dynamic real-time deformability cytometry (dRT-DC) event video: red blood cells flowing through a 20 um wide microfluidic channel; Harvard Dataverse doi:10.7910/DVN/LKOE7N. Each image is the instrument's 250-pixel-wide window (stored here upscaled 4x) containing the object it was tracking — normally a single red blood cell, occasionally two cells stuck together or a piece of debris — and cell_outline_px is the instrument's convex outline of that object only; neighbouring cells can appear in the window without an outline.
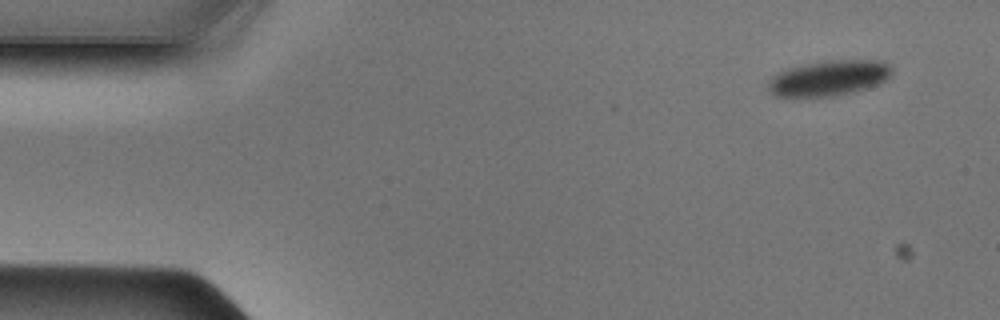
{"species": "Egyptian fruit bat (a non-hibernating species)", "species_latin": "Rousettus aegyptiacus", "temperature_condition": "cold", "stored_images_in_passage": 46, "camera_frame_rate_fps": 3000, "um_per_image_px": 0.085, "animal": {"sex": "male"}, "frame": {"image": 1, "passage_image": 1, "time_ms": 0.0, "image_size_px": [1000, 320], "cell_outline_px": [[892, 72], [884, 80], [864, 88], [832, 96], [776, 96], [768, 88], [768, 84], [772, 76], [788, 68], [804, 64], [828, 60], [884, 60], [892, 68]], "centroid_in_image_um": [70.44, 6.61], "position_along_channel_um": 14.6, "area_um2": 24.97}}
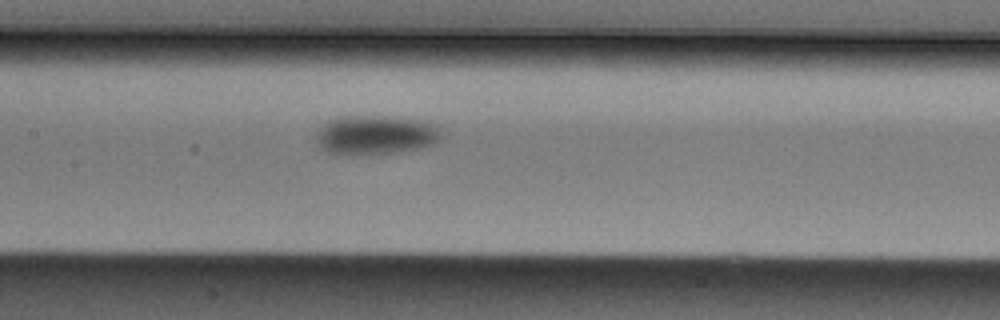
{"frame": {"image": 2, "passage_image": 20, "time_ms": 6.333, "image_size_px": [1000, 320], "cell_outline_px": [[440, 136], [432, 144], [416, 148], [392, 152], [328, 152], [316, 140], [316, 132], [320, 124], [324, 120], [336, 116], [388, 116], [428, 120], [436, 128]], "centroid_in_image_um": [31.86, 11.39], "position_along_channel_um": 175.5, "area_um2": 27.8}}
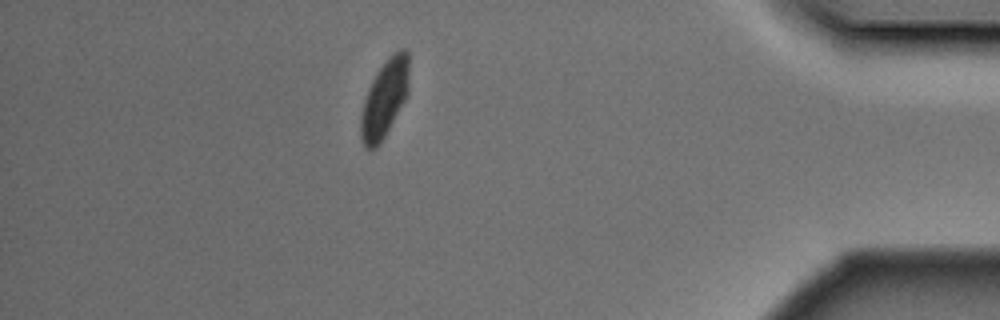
{"frame": {"image": 3, "passage_image": 40, "time_ms": 13.0, "image_size_px": [1000, 320], "cell_outline_px": [[408, 92], [404, 100], [380, 144], [376, 148], [364, 148], [360, 136], [360, 116], [364, 100], [368, 88], [376, 72], [388, 56], [400, 48], [404, 48], [408, 52]], "centroid_in_image_um": [32.66, 8.37], "position_along_channel_um": 402.5, "area_um2": 21.73}}